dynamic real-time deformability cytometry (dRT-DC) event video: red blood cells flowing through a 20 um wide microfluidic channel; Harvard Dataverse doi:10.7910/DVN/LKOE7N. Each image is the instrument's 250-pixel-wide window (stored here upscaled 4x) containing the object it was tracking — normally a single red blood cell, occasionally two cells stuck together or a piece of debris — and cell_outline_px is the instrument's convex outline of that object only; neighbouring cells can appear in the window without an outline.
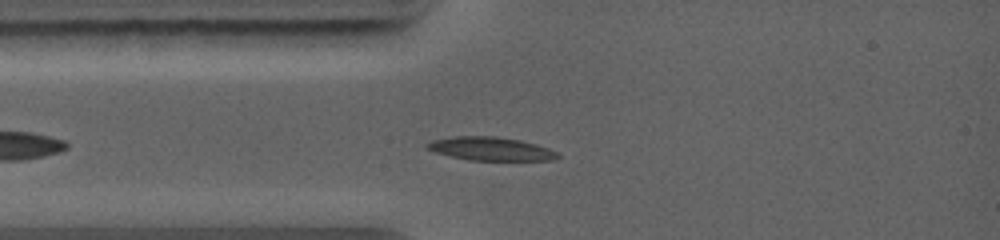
{"species": "common noctule bat (a hibernating species)", "species_latin": "Nyctalus noctula", "temperature_condition": "warm", "stored_images_in_passage": 29, "camera_frame_rate_fps": 5000, "um_per_image_px": 0.085, "animal": {"sex": "female", "body_mass_g": 19.0, "forearm_length_mm": 56.7}, "frame": {"image": 1, "passage_image": 6, "time_ms": 1.6, "image_size_px": [1000, 240], "cell_outline_px": [[560, 156], [552, 160], [472, 160], [452, 156], [436, 152], [424, 148], [424, 144], [432, 140], [452, 136], [496, 136], [520, 140], [536, 144], [548, 148], [556, 152]], "centroid_in_image_um": [41.67, 12.63], "position_along_channel_um": 43.3, "area_um2": 17.74}}
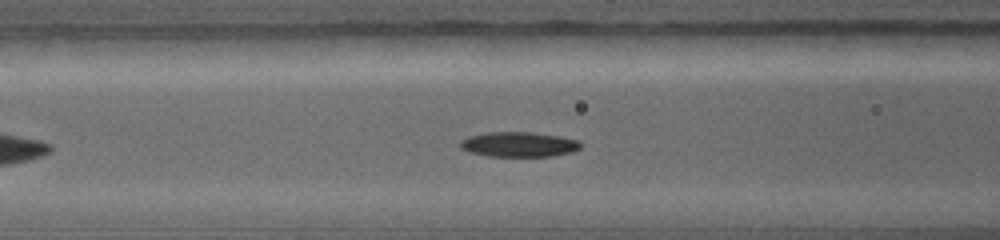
{"frame": {"image": 2, "passage_image": 11, "time_ms": 3.4, "image_size_px": [1000, 240], "cell_outline_px": [[580, 148], [572, 152], [552, 156], [488, 156], [468, 152], [460, 148], [460, 140], [468, 136], [484, 132], [532, 132], [560, 136], [576, 140], [580, 144]], "centroid_in_image_um": [44.04, 12.27], "position_along_channel_um": 122.6, "area_um2": 17.57}}
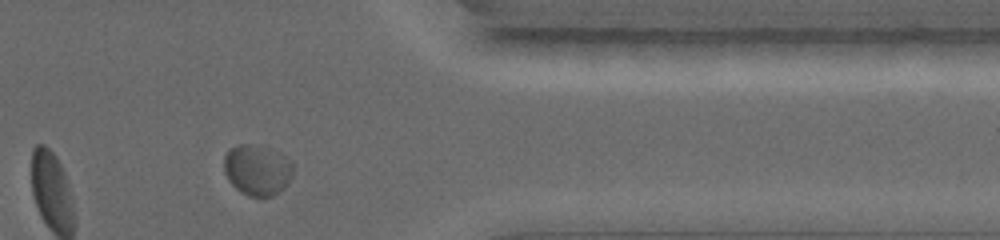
{"frame": {"image": 3, "passage_image": 27, "time_ms": 9.6, "image_size_px": [1000, 240], "cell_outline_px": [[292, 176], [288, 184], [280, 192], [272, 196], [260, 200], [248, 196], [236, 188], [228, 180], [224, 172], [224, 156], [228, 148], [236, 144], [260, 144], [292, 160]], "centroid_in_image_um": [21.86, 14.46], "position_along_channel_um": 389.5, "area_um2": 21.04}}